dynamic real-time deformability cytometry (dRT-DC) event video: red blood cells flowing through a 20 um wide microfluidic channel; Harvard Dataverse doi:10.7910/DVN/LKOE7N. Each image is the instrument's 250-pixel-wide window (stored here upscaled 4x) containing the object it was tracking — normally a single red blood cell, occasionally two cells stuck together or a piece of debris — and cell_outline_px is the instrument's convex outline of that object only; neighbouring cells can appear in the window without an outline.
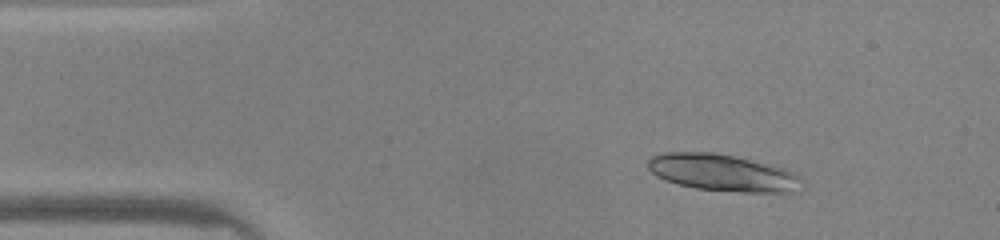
{"species": "common noctule bat (a hibernating species)", "species_latin": "Nyctalus noctula", "temperature_condition": "warm", "stored_images_in_passage": 46, "camera_frame_rate_fps": 3000, "um_per_image_px": 0.085, "animal": {"sex": "male", "body_mass_g": 20.0, "forearm_length_mm": 53.3}, "frame": {"image": 1, "passage_image": 6, "time_ms": 1.667, "image_size_px": [1000, 240], "cell_outline_px": [[800, 192], [740, 192], [696, 188], [664, 180], [656, 176], [648, 168], [648, 160], [652, 156], [660, 152], [716, 152], [736, 156], [784, 168], [800, 176]], "centroid_in_image_um": [61.41, 14.67], "position_along_channel_um": 23.6, "area_um2": 33.12}}